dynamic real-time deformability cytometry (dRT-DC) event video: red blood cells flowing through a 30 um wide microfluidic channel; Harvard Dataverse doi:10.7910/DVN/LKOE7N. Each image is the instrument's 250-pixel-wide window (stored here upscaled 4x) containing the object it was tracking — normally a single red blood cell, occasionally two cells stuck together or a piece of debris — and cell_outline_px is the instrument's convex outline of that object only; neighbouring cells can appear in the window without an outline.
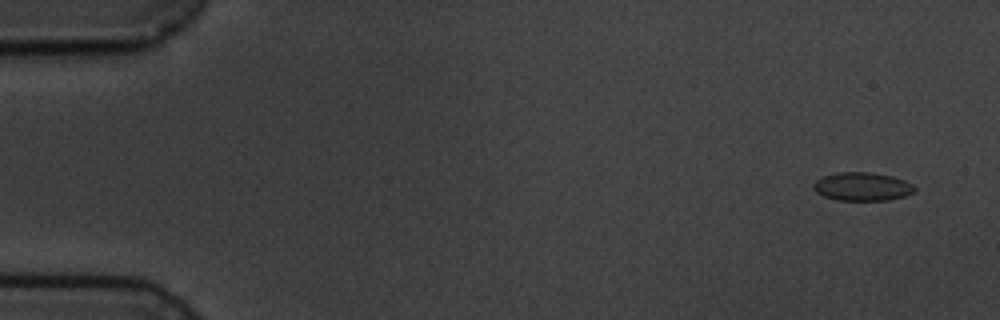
{"species": "common noctule bat (a hibernating species)", "species_latin": "Nyctalus noctula", "temperature_condition": "cold", "stored_images_in_passage": 5, "camera_frame_rate_fps": 3000, "um_per_image_px": 0.085, "animal": {"sex": "male", "body_mass_g": 19.5, "forearm_length_mm": 54.6}, "frame": {"image": 1, "passage_image": 1, "time_ms": 0.0, "image_size_px": [1000, 320], "cell_outline_px": [[916, 192], [904, 196], [888, 200], [836, 200], [824, 196], [816, 192], [812, 188], [812, 184], [816, 180], [824, 176], [836, 172], [868, 172], [892, 176], [904, 180], [912, 184], [916, 188]], "centroid_in_image_um": [73.28, 15.86], "position_along_channel_um": 11.7, "area_um2": 16.82}}
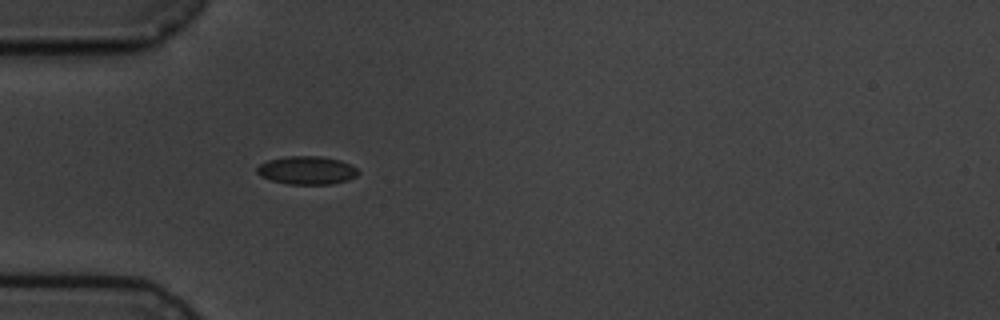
{"frame": {"image": 2, "passage_image": 5, "time_ms": 4.667, "image_size_px": [1000, 320], "cell_outline_px": [[360, 172], [356, 176], [348, 180], [332, 184], [288, 184], [272, 180], [260, 176], [256, 172], [256, 168], [260, 164], [268, 160], [288, 156], [320, 156], [340, 160], [356, 168]], "centroid_in_image_um": [26.08, 14.48], "position_along_channel_um": 58.9, "area_um2": 16.59}}